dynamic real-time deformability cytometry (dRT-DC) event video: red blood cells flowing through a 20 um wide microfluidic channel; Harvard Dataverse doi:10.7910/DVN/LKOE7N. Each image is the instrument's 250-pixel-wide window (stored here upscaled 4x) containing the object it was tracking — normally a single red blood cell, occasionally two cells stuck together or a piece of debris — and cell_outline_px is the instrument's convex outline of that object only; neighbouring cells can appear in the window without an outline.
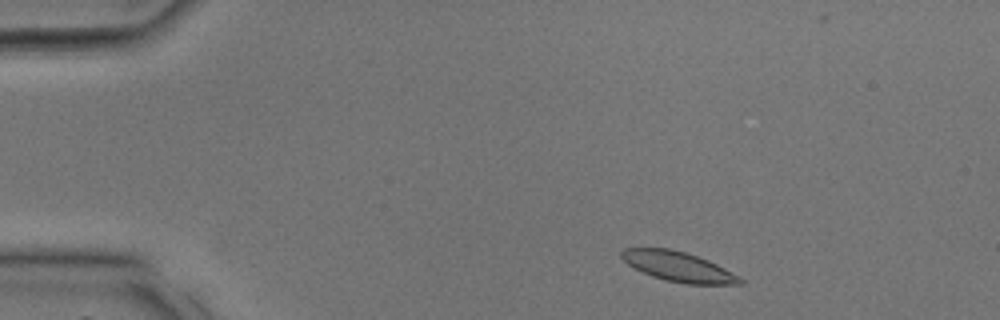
{"species": "common noctule bat (a hibernating species)", "species_latin": "Nyctalus noctula", "temperature_condition": "room temperature", "stored_images_in_passage": 7, "camera_frame_rate_fps": 3000, "um_per_image_px": 0.085, "animal": {"sex": "male", "body_mass_g": 17.9, "forearm_length_mm": 54.2}, "frame": {"image": 1, "passage_image": 2, "time_ms": 0.333, "image_size_px": [1000, 320], "cell_outline_px": [[744, 284], [688, 284], [664, 280], [652, 276], [628, 264], [620, 256], [620, 252], [624, 248], [672, 248], [708, 260], [740, 276], [744, 280]], "centroid_in_image_um": [57.67, 22.66], "position_along_channel_um": 27.3, "area_um2": 20.46}}